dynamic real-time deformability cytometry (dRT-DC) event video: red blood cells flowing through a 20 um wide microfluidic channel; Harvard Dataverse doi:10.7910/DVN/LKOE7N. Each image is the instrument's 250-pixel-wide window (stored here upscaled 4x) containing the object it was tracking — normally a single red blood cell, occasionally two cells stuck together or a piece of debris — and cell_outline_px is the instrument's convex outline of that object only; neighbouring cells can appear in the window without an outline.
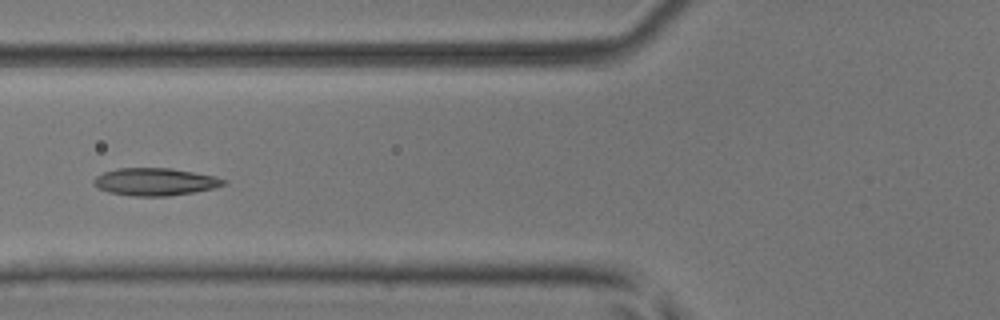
{"species": "common noctule bat (a hibernating species)", "species_latin": "Nyctalus noctula", "temperature_condition": "room temperature", "stored_images_in_passage": 6, "camera_frame_rate_fps": 3000, "um_per_image_px": 0.085, "animal": {"sex": "male", "body_mass_g": 17.9, "forearm_length_mm": 54.2}, "frame": {"image": 1, "passage_image": 6, "time_ms": 1.667, "image_size_px": [1000, 320], "cell_outline_px": [[228, 184], [212, 188], [192, 192], [168, 196], [132, 196], [108, 192], [92, 184], [92, 180], [96, 176], [104, 172], [120, 168], [172, 168], [212, 176], [228, 180]], "centroid_in_image_um": [13.16, 15.45], "position_along_channel_um": 112.6, "area_um2": 20.69}}